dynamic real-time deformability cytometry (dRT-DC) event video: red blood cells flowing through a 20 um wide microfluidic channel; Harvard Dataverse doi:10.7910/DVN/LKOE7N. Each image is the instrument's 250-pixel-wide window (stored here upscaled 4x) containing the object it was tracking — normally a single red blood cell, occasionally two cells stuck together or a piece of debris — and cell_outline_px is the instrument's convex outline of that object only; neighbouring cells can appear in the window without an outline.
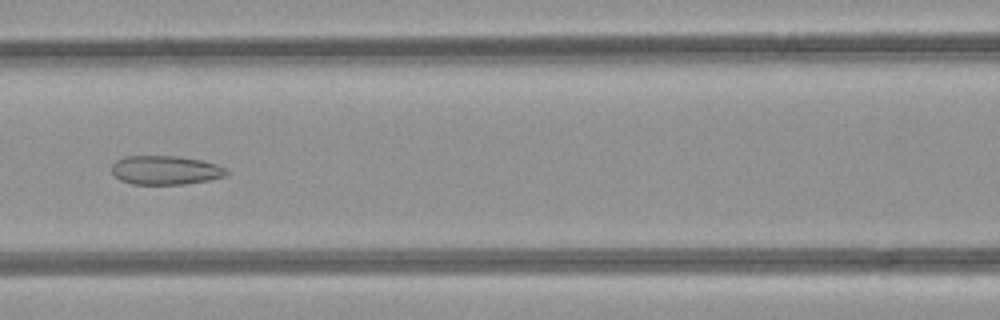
{"species": "common noctule bat (a hibernating species)", "species_latin": "Nyctalus noctula", "temperature_condition": "room temperature", "stored_images_in_passage": 49, "camera_frame_rate_fps": 3000, "um_per_image_px": 0.085, "animal": {"sex": "female", "body_mass_g": 21.9}, "frame": {"image": 1, "passage_image": 22, "time_ms": 7.0, "image_size_px": [1000, 320], "cell_outline_px": [[228, 172], [224, 176], [208, 180], [184, 184], [132, 184], [120, 180], [112, 172], [112, 164], [116, 160], [124, 156], [180, 156], [200, 160], [216, 164], [228, 168]], "centroid_in_image_um": [14.06, 14.45], "position_along_channel_um": 152.5, "area_um2": 19.36}}
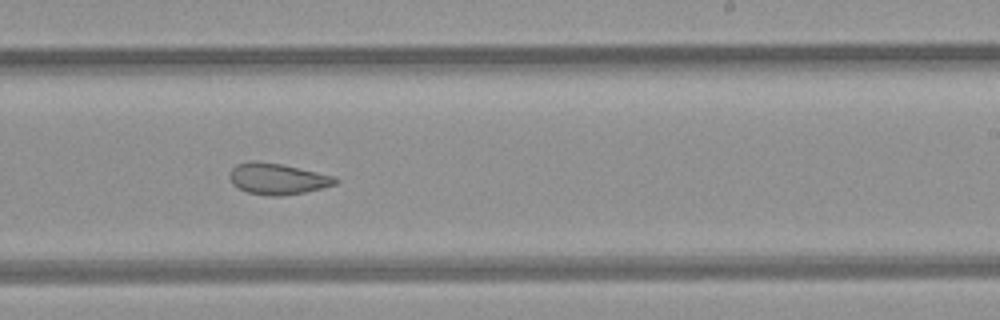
{"frame": {"image": 2, "passage_image": 30, "time_ms": 9.667, "image_size_px": [1000, 320], "cell_outline_px": [[340, 180], [336, 184], [304, 192], [280, 196], [268, 196], [248, 192], [236, 188], [232, 184], [228, 176], [232, 168], [236, 164], [248, 160], [280, 164], [336, 176]], "centroid_in_image_um": [23.55, 15.2], "position_along_channel_um": 265.4, "area_um2": 19.25}}
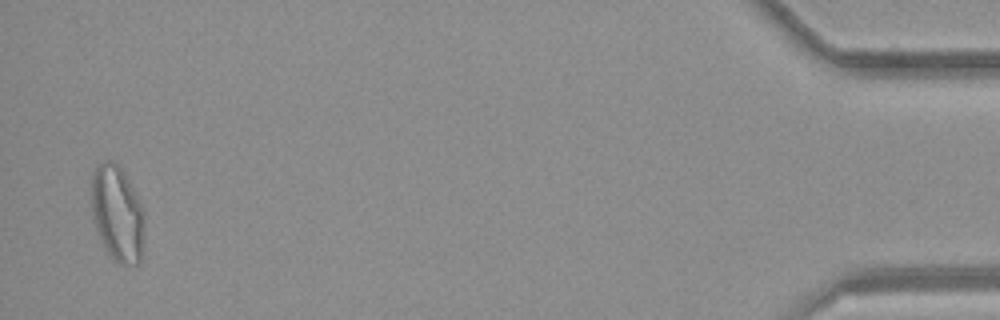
{"frame": {"image": 3, "passage_image": 48, "time_ms": 15.667, "image_size_px": [1000, 320], "cell_outline_px": [[144, 216], [140, 264], [120, 264], [108, 252], [96, 228], [92, 216], [92, 172], [104, 160], [112, 160], [124, 172], [136, 192], [144, 208]], "centroid_in_image_um": [9.99, 18.11], "position_along_channel_um": 425.2, "area_um2": 29.3}, "authors_computed_cell_mechanics": {"area_um2": 24.6228, "velocity_mm_per_s": 4.2355, "shape_relaxation_time_tau1_ms": null, "shape_relaxation_time_tau2_ms": 2.3112, "deformation_change_tau1": null, "deformation_change_tau2": 0.0957}}